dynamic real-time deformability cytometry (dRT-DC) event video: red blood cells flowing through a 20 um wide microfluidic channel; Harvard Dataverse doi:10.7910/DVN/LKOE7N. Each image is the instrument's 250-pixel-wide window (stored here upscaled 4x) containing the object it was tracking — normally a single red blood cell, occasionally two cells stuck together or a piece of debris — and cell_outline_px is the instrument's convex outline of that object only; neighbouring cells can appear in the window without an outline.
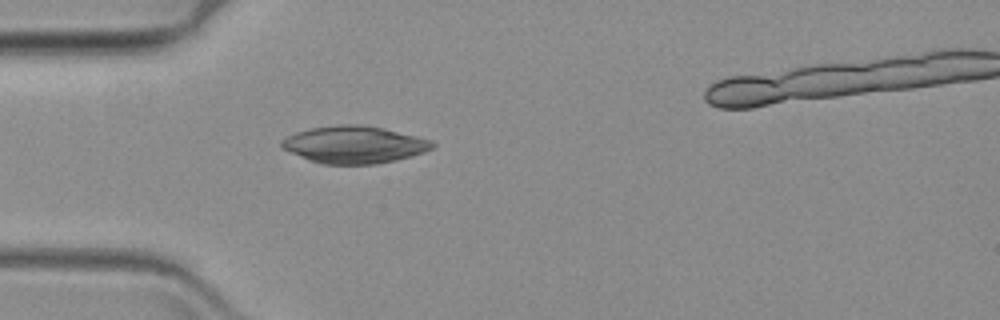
{"species": "common noctule bat (a hibernating species)", "species_latin": "Nyctalus noctula", "temperature_condition": "warm", "stored_images_in_passage": 38, "camera_frame_rate_fps": 3000, "um_per_image_px": 0.085, "animal": {"sex": "female", "body_mass_g": 19.3, "forearm_length_mm": 54.1}, "frame": {"image": 1, "passage_image": 1, "time_ms": 0.0, "image_size_px": [1000, 320], "cell_outline_px": [[436, 144], [432, 148], [424, 152], [396, 160], [376, 164], [320, 164], [308, 160], [284, 148], [280, 144], [280, 140], [296, 132], [312, 128], [336, 124], [356, 124], [384, 128], [432, 140]], "centroid_in_image_um": [30.11, 12.29], "position_along_channel_um": 54.9, "area_um2": 32.6}}
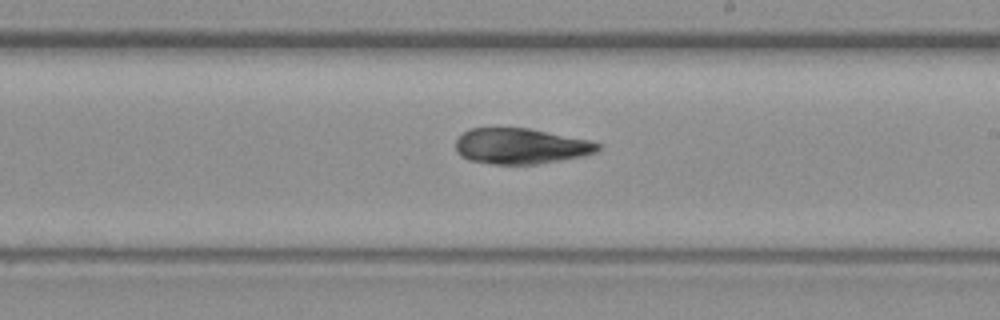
{"frame": {"image": 2, "passage_image": 19, "time_ms": 6.0, "image_size_px": [1000, 320], "cell_outline_px": [[600, 148], [596, 152], [584, 156], [536, 164], [492, 164], [468, 160], [460, 156], [456, 152], [456, 140], [468, 128], [528, 128], [588, 140], [600, 144]], "centroid_in_image_um": [44.23, 12.43], "position_along_channel_um": 244.8, "area_um2": 29.48}}
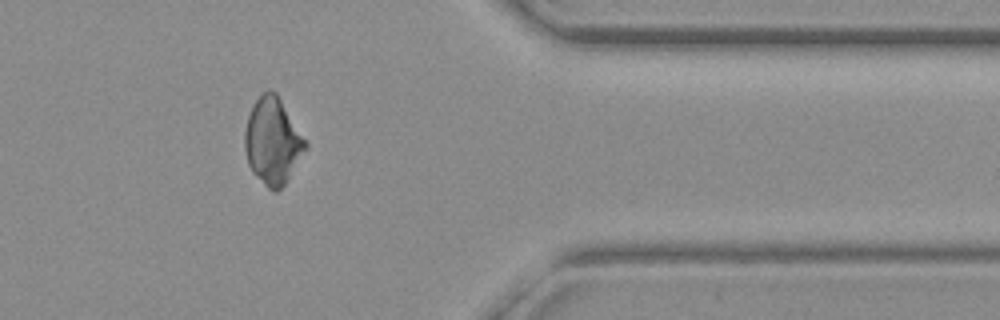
{"frame": {"image": 3, "passage_image": 34, "time_ms": 11.0, "image_size_px": [1000, 320], "cell_outline_px": [[308, 144], [284, 184], [276, 192], [272, 192], [252, 172], [248, 164], [244, 148], [244, 132], [248, 116], [252, 104], [268, 88], [272, 88], [276, 92]], "centroid_in_image_um": [23.14, 11.97], "position_along_channel_um": 388.3, "area_um2": 30.23}}